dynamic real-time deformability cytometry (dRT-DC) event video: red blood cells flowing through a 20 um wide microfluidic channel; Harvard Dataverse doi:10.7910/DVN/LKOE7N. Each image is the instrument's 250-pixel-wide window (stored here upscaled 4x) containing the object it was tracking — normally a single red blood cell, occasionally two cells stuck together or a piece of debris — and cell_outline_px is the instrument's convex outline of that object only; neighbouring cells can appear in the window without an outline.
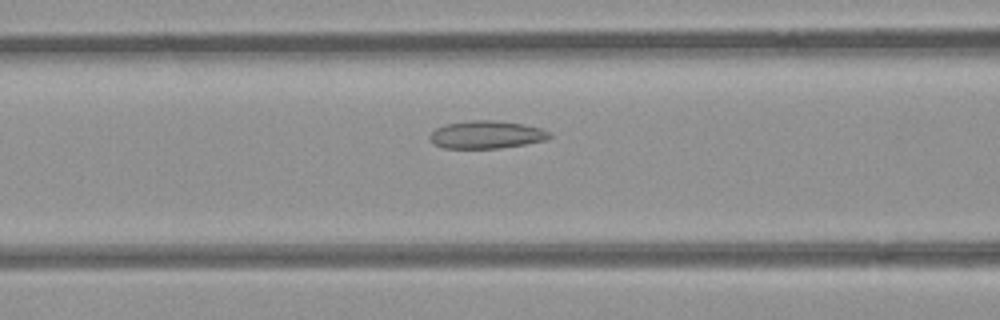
{"species": "common noctule bat (a hibernating species)", "species_latin": "Nyctalus noctula", "temperature_condition": "room temperature", "stored_images_in_passage": 4, "camera_frame_rate_fps": 3000, "um_per_image_px": 0.085, "animal": {"sex": "female", "body_mass_g": 21.9}, "frame": {"image": 1, "passage_image": 4, "time_ms": 4.333, "image_size_px": [1000, 320], "cell_outline_px": [[552, 136], [548, 140], [500, 148], [444, 148], [432, 144], [428, 136], [436, 128], [444, 124], [468, 120], [492, 120], [524, 124], [540, 128], [548, 132]], "centroid_in_image_um": [41.31, 11.44], "position_along_channel_um": 125.3, "area_um2": 19.48}}